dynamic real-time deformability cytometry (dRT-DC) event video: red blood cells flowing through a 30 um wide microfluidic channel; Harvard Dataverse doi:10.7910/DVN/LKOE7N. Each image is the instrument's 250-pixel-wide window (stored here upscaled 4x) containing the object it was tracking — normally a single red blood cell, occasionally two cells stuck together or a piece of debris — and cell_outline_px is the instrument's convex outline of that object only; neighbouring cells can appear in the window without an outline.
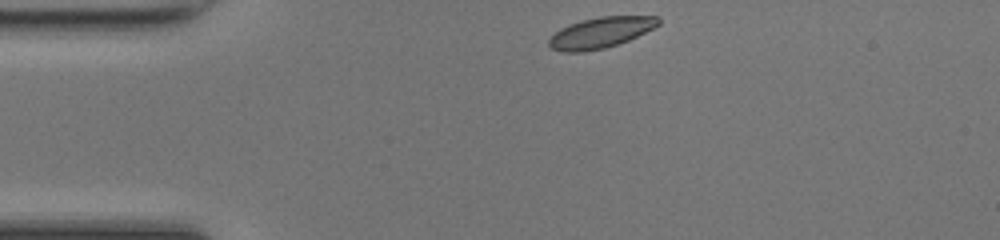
{"species": "common noctule bat (a hibernating species)", "species_latin": "Nyctalus noctula", "temperature_condition": "room temperature", "stored_images_in_passage": 40, "camera_frame_rate_fps": 3000, "um_per_image_px": 0.085, "animal": {"sex": "female", "body_mass_g": 17.0, "forearm_length_mm": 48.0}, "frame": {"image": 1, "passage_image": 1, "time_ms": 0.0, "image_size_px": [1000, 240], "cell_outline_px": [[660, 24], [628, 40], [604, 48], [580, 52], [564, 52], [552, 48], [548, 44], [548, 40], [560, 28], [568, 24], [600, 16], [660, 16]], "centroid_in_image_um": [51.04, 2.76], "position_along_channel_um": 34.0, "area_um2": 19.36}}
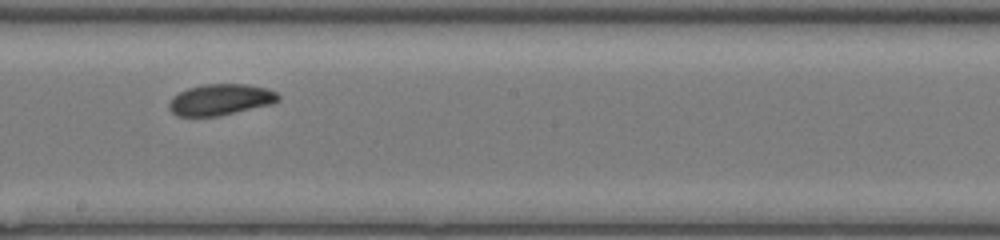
{"frame": {"image": 2, "passage_image": 18, "time_ms": 5.667, "image_size_px": [1000, 240], "cell_outline_px": [[280, 100], [268, 104], [216, 116], [176, 116], [168, 108], [168, 104], [172, 96], [188, 88], [204, 84], [248, 84], [268, 88], [276, 92], [280, 96]], "centroid_in_image_um": [18.7, 8.45], "position_along_channel_um": 229.5, "area_um2": 19.65}}
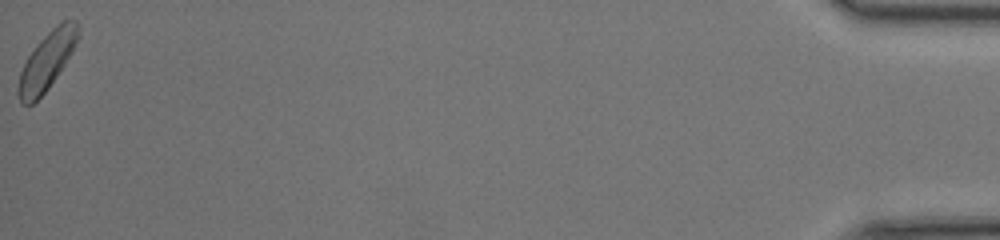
{"frame": {"image": 3, "passage_image": 40, "time_ms": 13.0, "image_size_px": [1000, 240], "cell_outline_px": [[80, 32], [64, 64], [48, 88], [32, 104], [20, 104], [16, 92], [20, 72], [28, 56], [36, 44], [56, 24], [64, 20], [76, 20], [80, 28]], "centroid_in_image_um": [3.94, 5.18], "position_along_channel_um": 431.3, "area_um2": 19.71}, "authors_computed_cell_mechanics": {"area_um2": 19.7098, "velocity_mm_per_s": 4.2107, "shape_relaxation_time_tau1_ms": 2.1645, "shape_relaxation_time_tau2_ms": null, "deformation_change_tau1": 0.0692, "deformation_change_tau2": null}}